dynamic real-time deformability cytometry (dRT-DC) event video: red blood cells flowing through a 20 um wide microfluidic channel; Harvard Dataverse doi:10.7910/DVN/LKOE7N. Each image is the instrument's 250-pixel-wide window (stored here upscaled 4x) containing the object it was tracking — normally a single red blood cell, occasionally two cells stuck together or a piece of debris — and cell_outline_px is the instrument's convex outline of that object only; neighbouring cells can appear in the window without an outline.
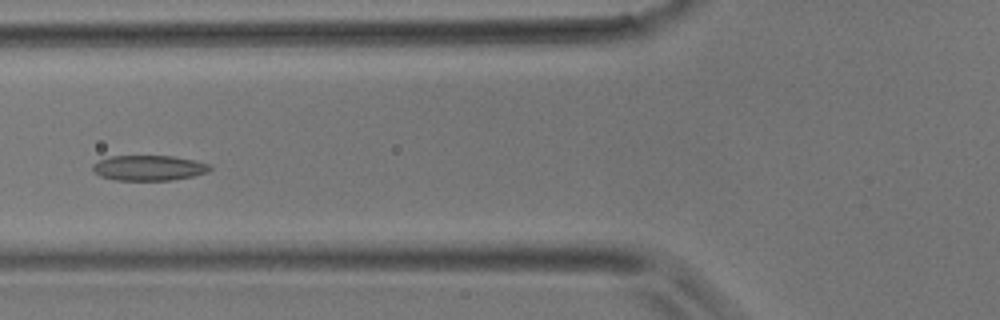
{"species": "common noctule bat (a hibernating species)", "species_latin": "Nyctalus noctula", "temperature_condition": "room temperature", "stored_images_in_passage": 4, "camera_frame_rate_fps": 3000, "um_per_image_px": 0.085, "animal": {"sex": "male", "body_mass_g": 17.9}, "frame": {"image": 1, "passage_image": 4, "time_ms": 1.0, "image_size_px": [1000, 320], "cell_outline_px": [[212, 168], [208, 172], [192, 176], [172, 180], [116, 180], [100, 176], [92, 168], [92, 164], [100, 160], [112, 156], [172, 156], [196, 160], [212, 164]], "centroid_in_image_um": [12.7, 14.27], "position_along_channel_um": 113.1, "area_um2": 17.28}}